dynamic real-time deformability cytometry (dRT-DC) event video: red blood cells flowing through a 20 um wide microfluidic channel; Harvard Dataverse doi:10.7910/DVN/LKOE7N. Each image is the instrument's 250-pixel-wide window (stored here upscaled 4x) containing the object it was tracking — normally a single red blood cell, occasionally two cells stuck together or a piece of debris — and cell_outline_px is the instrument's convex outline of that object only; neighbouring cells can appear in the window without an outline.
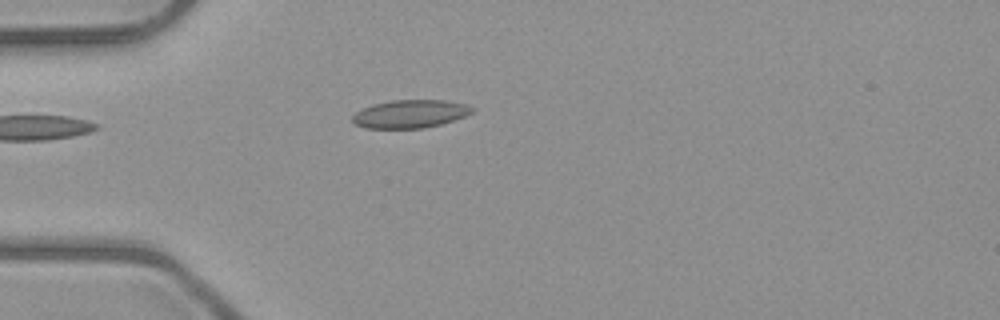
{"species": "common noctule bat (a hibernating species)", "species_latin": "Nyctalus noctula", "temperature_condition": "room temperature", "stored_images_in_passage": 5, "camera_frame_rate_fps": 3000, "um_per_image_px": 0.085, "animal": {"sex": "male", "body_mass_g": 23.1, "forearm_length_mm": 52.7}, "frame": {"image": 1, "passage_image": 5, "time_ms": 4.667, "image_size_px": [1000, 320], "cell_outline_px": [[472, 112], [464, 116], [440, 124], [424, 128], [364, 128], [356, 124], [352, 120], [352, 116], [356, 112], [372, 104], [392, 100], [444, 100], [464, 104], [472, 108]], "centroid_in_image_um": [34.81, 9.68], "position_along_channel_um": 50.2, "area_um2": 19.31}}